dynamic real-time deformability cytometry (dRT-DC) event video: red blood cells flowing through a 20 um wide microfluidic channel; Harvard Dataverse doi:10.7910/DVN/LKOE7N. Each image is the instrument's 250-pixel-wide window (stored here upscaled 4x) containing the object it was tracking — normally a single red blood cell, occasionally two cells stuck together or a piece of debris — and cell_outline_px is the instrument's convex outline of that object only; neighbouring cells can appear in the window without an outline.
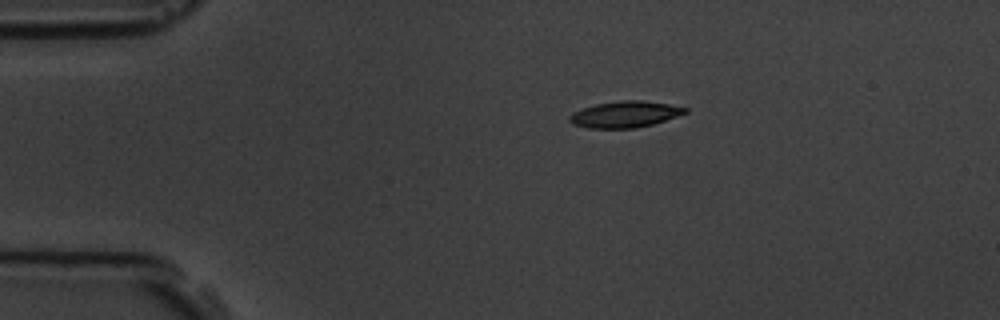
{"species": "common noctule bat (a hibernating species)", "species_latin": "Nyctalus noctula", "temperature_condition": "room temperature", "stored_images_in_passage": 5, "camera_frame_rate_fps": 3000, "um_per_image_px": 0.085, "animal": {"sex": "male", "body_mass_g": 19.5, "forearm_length_mm": 54.6}, "frame": {"image": 1, "passage_image": 1, "time_ms": 0.0, "image_size_px": [1000, 320], "cell_outline_px": [[688, 112], [652, 124], [636, 128], [588, 128], [572, 124], [568, 120], [568, 116], [572, 112], [596, 104], [620, 100], [640, 100], [668, 104], [688, 108]], "centroid_in_image_um": [53.08, 9.72], "position_along_channel_um": 31.9, "area_um2": 17.63}}
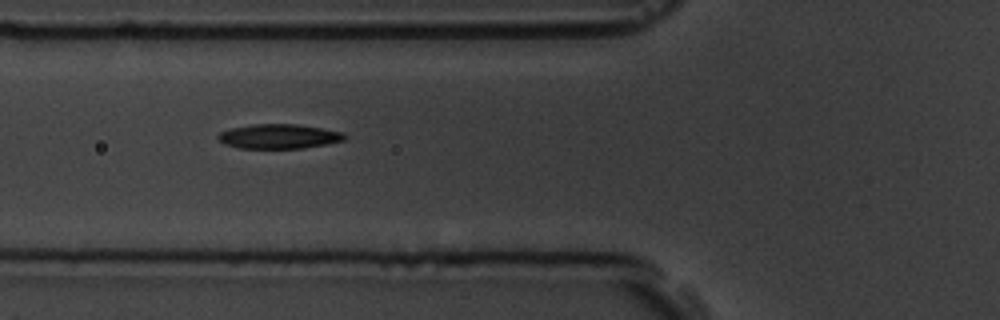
{"frame": {"image": 2, "passage_image": 4, "time_ms": 3.333, "image_size_px": [1000, 320], "cell_outline_px": [[348, 136], [344, 140], [304, 148], [240, 148], [224, 144], [216, 136], [220, 132], [232, 128], [252, 124], [296, 124], [344, 132]], "centroid_in_image_um": [23.71, 11.59], "position_along_channel_um": 102.1, "area_um2": 17.98}}
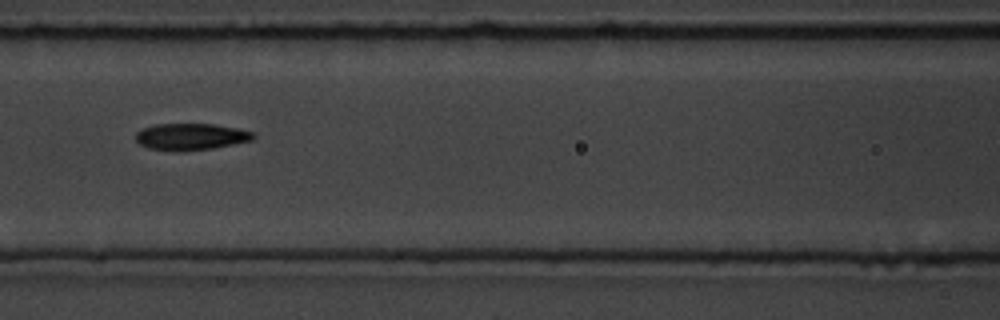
{"frame": {"image": 3, "passage_image": 5, "time_ms": 4.667, "image_size_px": [1000, 320], "cell_outline_px": [[256, 136], [252, 140], [212, 148], [184, 152], [176, 152], [148, 148], [140, 144], [136, 140], [136, 132], [144, 128], [156, 124], [212, 124], [236, 128], [252, 132]], "centroid_in_image_um": [16.19, 11.63], "position_along_channel_um": 150.4, "area_um2": 18.26}}